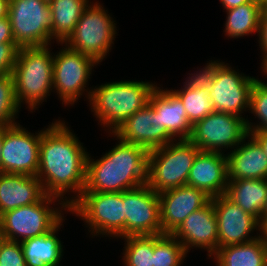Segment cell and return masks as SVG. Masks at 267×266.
<instances>
[{"mask_svg":"<svg viewBox=\"0 0 267 266\" xmlns=\"http://www.w3.org/2000/svg\"><path fill=\"white\" fill-rule=\"evenodd\" d=\"M64 120H57L42 133L39 168L36 177L47 195H53L70 206L86 185L88 152ZM75 194L69 200L67 193Z\"/></svg>","mask_w":267,"mask_h":266,"instance_id":"1","label":"cell"},{"mask_svg":"<svg viewBox=\"0 0 267 266\" xmlns=\"http://www.w3.org/2000/svg\"><path fill=\"white\" fill-rule=\"evenodd\" d=\"M10 0H0V18L8 17Z\"/></svg>","mask_w":267,"mask_h":266,"instance_id":"39","label":"cell"},{"mask_svg":"<svg viewBox=\"0 0 267 266\" xmlns=\"http://www.w3.org/2000/svg\"><path fill=\"white\" fill-rule=\"evenodd\" d=\"M230 152L226 154L228 180L267 179V156L251 135Z\"/></svg>","mask_w":267,"mask_h":266,"instance_id":"20","label":"cell"},{"mask_svg":"<svg viewBox=\"0 0 267 266\" xmlns=\"http://www.w3.org/2000/svg\"><path fill=\"white\" fill-rule=\"evenodd\" d=\"M252 0H220L225 10L236 8L244 3L251 2Z\"/></svg>","mask_w":267,"mask_h":266,"instance_id":"38","label":"cell"},{"mask_svg":"<svg viewBox=\"0 0 267 266\" xmlns=\"http://www.w3.org/2000/svg\"><path fill=\"white\" fill-rule=\"evenodd\" d=\"M187 256L172 234L153 235V266H181Z\"/></svg>","mask_w":267,"mask_h":266,"instance_id":"29","label":"cell"},{"mask_svg":"<svg viewBox=\"0 0 267 266\" xmlns=\"http://www.w3.org/2000/svg\"><path fill=\"white\" fill-rule=\"evenodd\" d=\"M64 46L57 54H53V92L56 89L62 104L72 106L84 91L90 98L92 90L88 88V91L85 87H88L86 85L92 69L98 63L92 57Z\"/></svg>","mask_w":267,"mask_h":266,"instance_id":"11","label":"cell"},{"mask_svg":"<svg viewBox=\"0 0 267 266\" xmlns=\"http://www.w3.org/2000/svg\"><path fill=\"white\" fill-rule=\"evenodd\" d=\"M107 13L100 2H90L63 45L92 57L98 64L102 62L112 49L117 34L116 23Z\"/></svg>","mask_w":267,"mask_h":266,"instance_id":"9","label":"cell"},{"mask_svg":"<svg viewBox=\"0 0 267 266\" xmlns=\"http://www.w3.org/2000/svg\"><path fill=\"white\" fill-rule=\"evenodd\" d=\"M64 218L48 233L20 242L26 266H62L63 244L56 233Z\"/></svg>","mask_w":267,"mask_h":266,"instance_id":"24","label":"cell"},{"mask_svg":"<svg viewBox=\"0 0 267 266\" xmlns=\"http://www.w3.org/2000/svg\"><path fill=\"white\" fill-rule=\"evenodd\" d=\"M118 139L101 158L94 161L88 154L83 192H123L147 184L149 151Z\"/></svg>","mask_w":267,"mask_h":266,"instance_id":"2","label":"cell"},{"mask_svg":"<svg viewBox=\"0 0 267 266\" xmlns=\"http://www.w3.org/2000/svg\"><path fill=\"white\" fill-rule=\"evenodd\" d=\"M149 103L159 115L161 124L176 140L190 138L192 125L188 121L183 102L171 89L163 90L156 86Z\"/></svg>","mask_w":267,"mask_h":266,"instance_id":"22","label":"cell"},{"mask_svg":"<svg viewBox=\"0 0 267 266\" xmlns=\"http://www.w3.org/2000/svg\"><path fill=\"white\" fill-rule=\"evenodd\" d=\"M115 138L151 151L176 140L161 124L156 110L148 103L127 118L114 133Z\"/></svg>","mask_w":267,"mask_h":266,"instance_id":"16","label":"cell"},{"mask_svg":"<svg viewBox=\"0 0 267 266\" xmlns=\"http://www.w3.org/2000/svg\"><path fill=\"white\" fill-rule=\"evenodd\" d=\"M0 43H15L9 17L0 18Z\"/></svg>","mask_w":267,"mask_h":266,"instance_id":"36","label":"cell"},{"mask_svg":"<svg viewBox=\"0 0 267 266\" xmlns=\"http://www.w3.org/2000/svg\"><path fill=\"white\" fill-rule=\"evenodd\" d=\"M45 195L36 176L0 173V216L18 207L35 204Z\"/></svg>","mask_w":267,"mask_h":266,"instance_id":"21","label":"cell"},{"mask_svg":"<svg viewBox=\"0 0 267 266\" xmlns=\"http://www.w3.org/2000/svg\"><path fill=\"white\" fill-rule=\"evenodd\" d=\"M124 252L125 266H153V235L126 236Z\"/></svg>","mask_w":267,"mask_h":266,"instance_id":"30","label":"cell"},{"mask_svg":"<svg viewBox=\"0 0 267 266\" xmlns=\"http://www.w3.org/2000/svg\"><path fill=\"white\" fill-rule=\"evenodd\" d=\"M214 211L218 225V248L243 244L259 236L250 234L260 230V222L225 195L213 197Z\"/></svg>","mask_w":267,"mask_h":266,"instance_id":"15","label":"cell"},{"mask_svg":"<svg viewBox=\"0 0 267 266\" xmlns=\"http://www.w3.org/2000/svg\"><path fill=\"white\" fill-rule=\"evenodd\" d=\"M52 16V40L63 44L73 33L89 0H48Z\"/></svg>","mask_w":267,"mask_h":266,"instance_id":"27","label":"cell"},{"mask_svg":"<svg viewBox=\"0 0 267 266\" xmlns=\"http://www.w3.org/2000/svg\"><path fill=\"white\" fill-rule=\"evenodd\" d=\"M6 241V238H5V235L4 233L2 232V229L0 227V248L2 246V244Z\"/></svg>","mask_w":267,"mask_h":266,"instance_id":"43","label":"cell"},{"mask_svg":"<svg viewBox=\"0 0 267 266\" xmlns=\"http://www.w3.org/2000/svg\"><path fill=\"white\" fill-rule=\"evenodd\" d=\"M31 133L19 123L3 127L1 172L36 176L39 168L42 133Z\"/></svg>","mask_w":267,"mask_h":266,"instance_id":"13","label":"cell"},{"mask_svg":"<svg viewBox=\"0 0 267 266\" xmlns=\"http://www.w3.org/2000/svg\"><path fill=\"white\" fill-rule=\"evenodd\" d=\"M260 68H262V72L264 73V75L267 76V64L266 65H262Z\"/></svg>","mask_w":267,"mask_h":266,"instance_id":"44","label":"cell"},{"mask_svg":"<svg viewBox=\"0 0 267 266\" xmlns=\"http://www.w3.org/2000/svg\"><path fill=\"white\" fill-rule=\"evenodd\" d=\"M158 196L163 234H173L192 212L212 199L205 191L187 184L160 192Z\"/></svg>","mask_w":267,"mask_h":266,"instance_id":"17","label":"cell"},{"mask_svg":"<svg viewBox=\"0 0 267 266\" xmlns=\"http://www.w3.org/2000/svg\"><path fill=\"white\" fill-rule=\"evenodd\" d=\"M264 6L252 0L236 8L227 9L225 22V35L229 38L249 36L251 33H259L260 17Z\"/></svg>","mask_w":267,"mask_h":266,"instance_id":"28","label":"cell"},{"mask_svg":"<svg viewBox=\"0 0 267 266\" xmlns=\"http://www.w3.org/2000/svg\"><path fill=\"white\" fill-rule=\"evenodd\" d=\"M123 192H82L69 206L72 215L79 216L93 236L125 237Z\"/></svg>","mask_w":267,"mask_h":266,"instance_id":"8","label":"cell"},{"mask_svg":"<svg viewBox=\"0 0 267 266\" xmlns=\"http://www.w3.org/2000/svg\"><path fill=\"white\" fill-rule=\"evenodd\" d=\"M249 135H251L262 147L263 151L267 156V131H248Z\"/></svg>","mask_w":267,"mask_h":266,"instance_id":"37","label":"cell"},{"mask_svg":"<svg viewBox=\"0 0 267 266\" xmlns=\"http://www.w3.org/2000/svg\"><path fill=\"white\" fill-rule=\"evenodd\" d=\"M196 74L208 85L213 108L242 117L249 110L250 93L257 78L246 76L218 60H211Z\"/></svg>","mask_w":267,"mask_h":266,"instance_id":"5","label":"cell"},{"mask_svg":"<svg viewBox=\"0 0 267 266\" xmlns=\"http://www.w3.org/2000/svg\"><path fill=\"white\" fill-rule=\"evenodd\" d=\"M21 109L15 96V86L12 74L0 76V127L17 124L15 121Z\"/></svg>","mask_w":267,"mask_h":266,"instance_id":"31","label":"cell"},{"mask_svg":"<svg viewBox=\"0 0 267 266\" xmlns=\"http://www.w3.org/2000/svg\"><path fill=\"white\" fill-rule=\"evenodd\" d=\"M53 53L49 45L19 48L12 71L17 103L30 112L39 107L53 90Z\"/></svg>","mask_w":267,"mask_h":266,"instance_id":"4","label":"cell"},{"mask_svg":"<svg viewBox=\"0 0 267 266\" xmlns=\"http://www.w3.org/2000/svg\"><path fill=\"white\" fill-rule=\"evenodd\" d=\"M156 86L152 82L121 80L92 87L88 100L91 112L103 127L114 133L127 118L149 103Z\"/></svg>","mask_w":267,"mask_h":266,"instance_id":"3","label":"cell"},{"mask_svg":"<svg viewBox=\"0 0 267 266\" xmlns=\"http://www.w3.org/2000/svg\"><path fill=\"white\" fill-rule=\"evenodd\" d=\"M267 221V200L262 214V222Z\"/></svg>","mask_w":267,"mask_h":266,"instance_id":"42","label":"cell"},{"mask_svg":"<svg viewBox=\"0 0 267 266\" xmlns=\"http://www.w3.org/2000/svg\"><path fill=\"white\" fill-rule=\"evenodd\" d=\"M0 266H26L20 242L6 240L2 244Z\"/></svg>","mask_w":267,"mask_h":266,"instance_id":"33","label":"cell"},{"mask_svg":"<svg viewBox=\"0 0 267 266\" xmlns=\"http://www.w3.org/2000/svg\"><path fill=\"white\" fill-rule=\"evenodd\" d=\"M199 151L189 139L173 140L149 151L147 185L158 194L186 185Z\"/></svg>","mask_w":267,"mask_h":266,"instance_id":"6","label":"cell"},{"mask_svg":"<svg viewBox=\"0 0 267 266\" xmlns=\"http://www.w3.org/2000/svg\"><path fill=\"white\" fill-rule=\"evenodd\" d=\"M2 146H3V127H0V173H1V154H2Z\"/></svg>","mask_w":267,"mask_h":266,"instance_id":"41","label":"cell"},{"mask_svg":"<svg viewBox=\"0 0 267 266\" xmlns=\"http://www.w3.org/2000/svg\"><path fill=\"white\" fill-rule=\"evenodd\" d=\"M190 76L184 82L183 88L171 90L183 102L188 121L193 126L215 110L209 96L208 85L196 73H191Z\"/></svg>","mask_w":267,"mask_h":266,"instance_id":"25","label":"cell"},{"mask_svg":"<svg viewBox=\"0 0 267 266\" xmlns=\"http://www.w3.org/2000/svg\"><path fill=\"white\" fill-rule=\"evenodd\" d=\"M18 50L16 43H0V76L12 74Z\"/></svg>","mask_w":267,"mask_h":266,"instance_id":"34","label":"cell"},{"mask_svg":"<svg viewBox=\"0 0 267 266\" xmlns=\"http://www.w3.org/2000/svg\"><path fill=\"white\" fill-rule=\"evenodd\" d=\"M57 201L61 208L50 206ZM62 210L69 212V206L60 198L46 194L35 204L3 213L0 216V227L6 240L22 242L50 232L64 218Z\"/></svg>","mask_w":267,"mask_h":266,"instance_id":"7","label":"cell"},{"mask_svg":"<svg viewBox=\"0 0 267 266\" xmlns=\"http://www.w3.org/2000/svg\"><path fill=\"white\" fill-rule=\"evenodd\" d=\"M227 184L226 154L199 151L190 170L187 185L203 190L213 198L224 195Z\"/></svg>","mask_w":267,"mask_h":266,"instance_id":"19","label":"cell"},{"mask_svg":"<svg viewBox=\"0 0 267 266\" xmlns=\"http://www.w3.org/2000/svg\"><path fill=\"white\" fill-rule=\"evenodd\" d=\"M260 233L258 234L264 243V246L267 248V221L260 223Z\"/></svg>","mask_w":267,"mask_h":266,"instance_id":"40","label":"cell"},{"mask_svg":"<svg viewBox=\"0 0 267 266\" xmlns=\"http://www.w3.org/2000/svg\"><path fill=\"white\" fill-rule=\"evenodd\" d=\"M248 135L245 117L214 111L192 126L189 140L200 151L223 153V148L235 149Z\"/></svg>","mask_w":267,"mask_h":266,"instance_id":"12","label":"cell"},{"mask_svg":"<svg viewBox=\"0 0 267 266\" xmlns=\"http://www.w3.org/2000/svg\"><path fill=\"white\" fill-rule=\"evenodd\" d=\"M224 195L262 223L267 200V179L228 180Z\"/></svg>","mask_w":267,"mask_h":266,"instance_id":"23","label":"cell"},{"mask_svg":"<svg viewBox=\"0 0 267 266\" xmlns=\"http://www.w3.org/2000/svg\"><path fill=\"white\" fill-rule=\"evenodd\" d=\"M125 237L161 235L160 200L147 184L123 191Z\"/></svg>","mask_w":267,"mask_h":266,"instance_id":"14","label":"cell"},{"mask_svg":"<svg viewBox=\"0 0 267 266\" xmlns=\"http://www.w3.org/2000/svg\"><path fill=\"white\" fill-rule=\"evenodd\" d=\"M217 266H267V248L259 236L253 241L218 248Z\"/></svg>","mask_w":267,"mask_h":266,"instance_id":"26","label":"cell"},{"mask_svg":"<svg viewBox=\"0 0 267 266\" xmlns=\"http://www.w3.org/2000/svg\"><path fill=\"white\" fill-rule=\"evenodd\" d=\"M259 48L262 52V63L261 65L267 64V7H264L261 17H260V26H259Z\"/></svg>","mask_w":267,"mask_h":266,"instance_id":"35","label":"cell"},{"mask_svg":"<svg viewBox=\"0 0 267 266\" xmlns=\"http://www.w3.org/2000/svg\"><path fill=\"white\" fill-rule=\"evenodd\" d=\"M8 17L16 45H51L52 16L48 0H10Z\"/></svg>","mask_w":267,"mask_h":266,"instance_id":"10","label":"cell"},{"mask_svg":"<svg viewBox=\"0 0 267 266\" xmlns=\"http://www.w3.org/2000/svg\"><path fill=\"white\" fill-rule=\"evenodd\" d=\"M259 3H261L264 7H267V0H255Z\"/></svg>","mask_w":267,"mask_h":266,"instance_id":"45","label":"cell"},{"mask_svg":"<svg viewBox=\"0 0 267 266\" xmlns=\"http://www.w3.org/2000/svg\"><path fill=\"white\" fill-rule=\"evenodd\" d=\"M258 78L255 80L251 93L249 103V113H253L258 121L253 124L247 120L246 125L248 131H267V83L262 82Z\"/></svg>","mask_w":267,"mask_h":266,"instance_id":"32","label":"cell"},{"mask_svg":"<svg viewBox=\"0 0 267 266\" xmlns=\"http://www.w3.org/2000/svg\"><path fill=\"white\" fill-rule=\"evenodd\" d=\"M188 253L191 248L208 252L210 258L218 249V225L212 200L192 212L172 234Z\"/></svg>","mask_w":267,"mask_h":266,"instance_id":"18","label":"cell"}]
</instances>
